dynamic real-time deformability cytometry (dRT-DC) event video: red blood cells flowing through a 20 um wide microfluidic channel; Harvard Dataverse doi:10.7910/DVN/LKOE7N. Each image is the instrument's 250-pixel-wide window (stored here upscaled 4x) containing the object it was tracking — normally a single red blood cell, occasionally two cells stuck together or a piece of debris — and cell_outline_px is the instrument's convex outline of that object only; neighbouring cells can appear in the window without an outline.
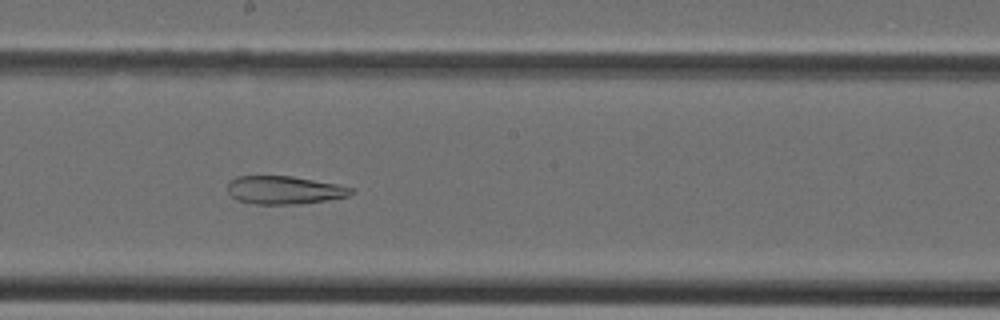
{"species": "Egyptian fruit bat (a non-hibernating species)", "species_latin": "Rousettus aegyptiacus", "temperature_condition": "cold", "stored_images_in_passage": 30, "camera_frame_rate_fps": 3000, "um_per_image_px": 0.085, "animal": {"sex": "female"}, "frame": {"image": 1, "passage_image": 12, "time_ms": 3.667, "image_size_px": [1000, 320], "cell_outline_px": [[356, 192], [348, 196], [328, 200], [300, 204], [256, 204], [236, 200], [228, 192], [228, 184], [236, 176], [292, 176], [336, 184], [352, 188]], "centroid_in_image_um": [24.18, 16.16], "position_along_channel_um": 224.0, "area_um2": 20.23}}
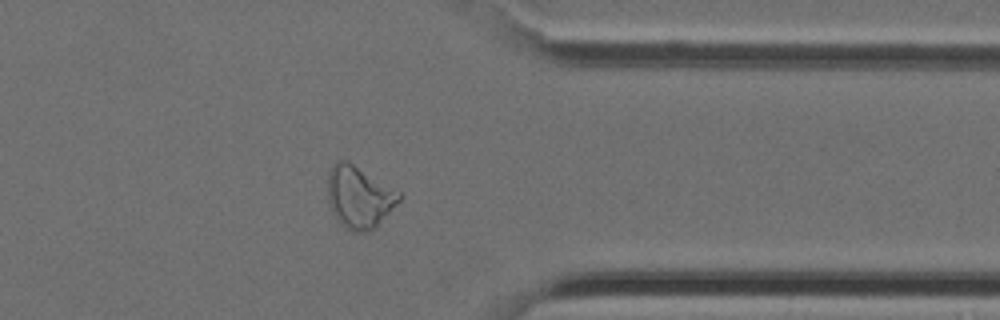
{"frame": {"image": 2, "passage_image": 22, "time_ms": 7.0, "image_size_px": [1000, 320], "cell_outline_px": [[400, 200], [376, 228], [368, 232], [352, 232], [344, 228], [340, 224], [332, 212], [328, 200], [328, 176], [332, 164], [336, 160], [344, 160], [352, 164], [400, 192]], "centroid_in_image_um": [30.5, 16.79], "position_along_channel_um": 380.9, "area_um2": 25.66}}
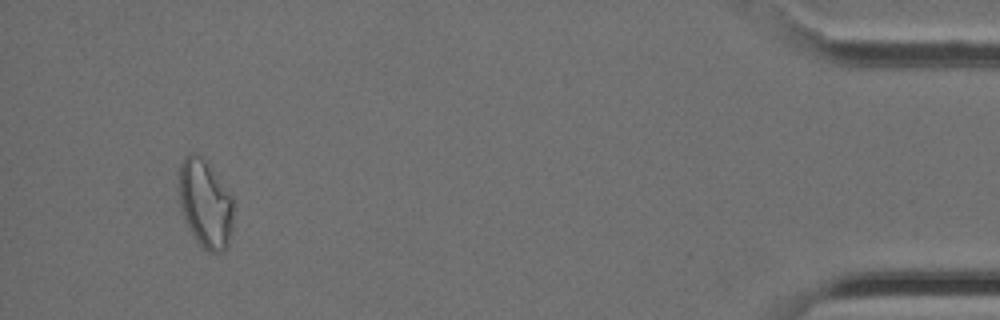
{"frame": {"image": 3, "passage_image": 28, "time_ms": 9.0, "image_size_px": [1000, 320], "cell_outline_px": [[232, 228], [228, 244], [224, 252], [208, 252], [200, 244], [184, 220], [180, 208], [180, 164], [184, 156], [188, 152], [192, 152], [208, 168], [232, 196]], "centroid_in_image_um": [17.44, 17.4], "position_along_channel_um": 417.8, "area_um2": 26.93}}